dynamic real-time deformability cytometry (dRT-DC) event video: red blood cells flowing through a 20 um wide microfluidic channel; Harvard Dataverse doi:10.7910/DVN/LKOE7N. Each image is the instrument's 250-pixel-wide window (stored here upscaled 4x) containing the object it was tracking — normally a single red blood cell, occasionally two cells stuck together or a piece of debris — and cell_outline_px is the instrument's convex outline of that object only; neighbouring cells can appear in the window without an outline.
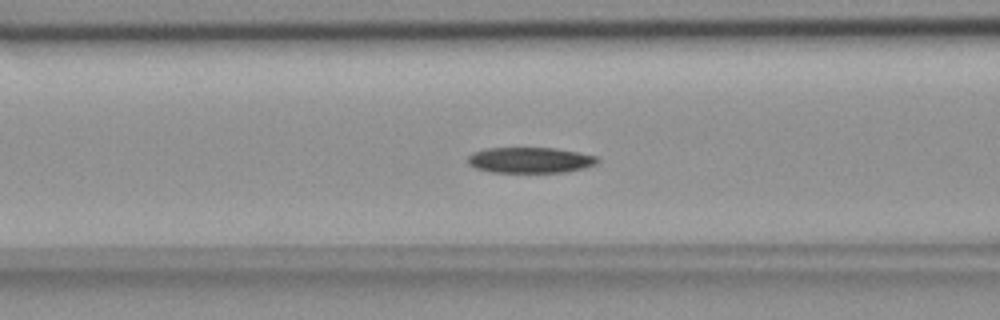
{"species": "common noctule bat (a hibernating species)", "species_latin": "Nyctalus noctula", "temperature_condition": "room temperature", "stored_images_in_passage": 54, "camera_frame_rate_fps": 3000, "um_per_image_px": 0.085, "animal": {"sex": "female", "body_mass_g": 18.4}, "frame": {"image": 1, "passage_image": 21, "time_ms": 6.667, "image_size_px": [1000, 320], "cell_outline_px": [[600, 160], [596, 164], [584, 168], [564, 172], [492, 172], [476, 168], [468, 164], [468, 156], [472, 152], [484, 148], [556, 148], [600, 156]], "centroid_in_image_um": [45.08, 13.6], "position_along_channel_um": 121.5, "area_um2": 19.59}}
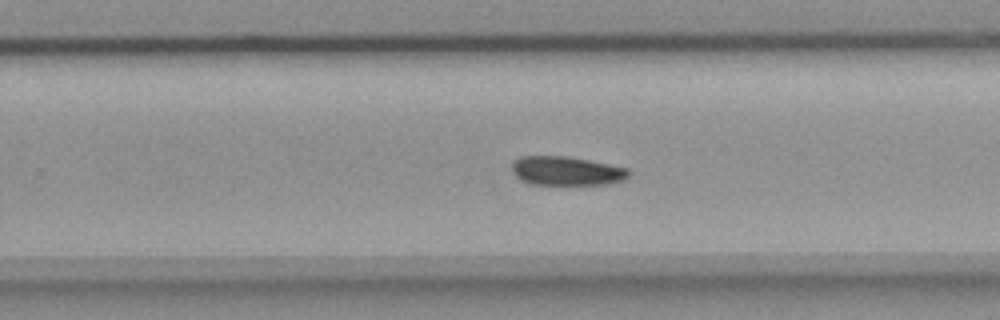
{"frame": {"image": 2, "passage_image": 34, "time_ms": 11.0, "image_size_px": [1000, 320], "cell_outline_px": [[632, 172], [624, 180], [604, 184], [532, 184], [516, 176], [512, 172], [512, 164], [520, 156], [568, 156], [628, 168]], "centroid_in_image_um": [48.17, 14.52], "position_along_channel_um": 281.6, "area_um2": 19.54}}
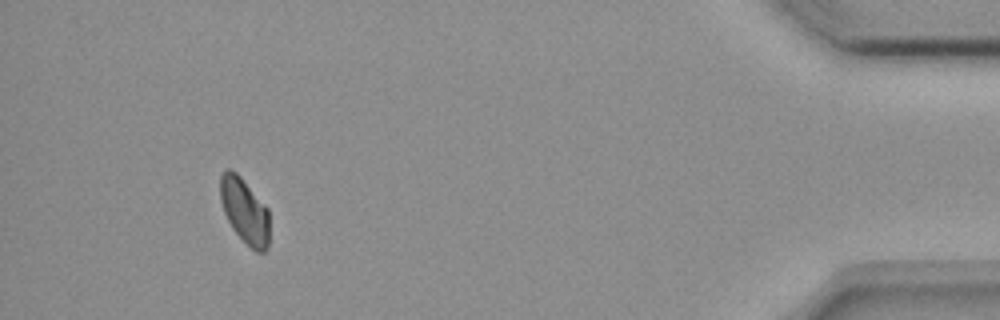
{"frame": {"image": 3, "passage_image": 50, "time_ms": 16.333, "image_size_px": [1000, 320], "cell_outline_px": [[268, 248], [264, 252], [256, 252], [232, 228], [224, 212], [220, 200], [220, 176], [228, 168], [236, 172], [240, 176], [268, 208]], "centroid_in_image_um": [20.79, 17.9], "position_along_channel_um": 414.4, "area_um2": 18.44}}